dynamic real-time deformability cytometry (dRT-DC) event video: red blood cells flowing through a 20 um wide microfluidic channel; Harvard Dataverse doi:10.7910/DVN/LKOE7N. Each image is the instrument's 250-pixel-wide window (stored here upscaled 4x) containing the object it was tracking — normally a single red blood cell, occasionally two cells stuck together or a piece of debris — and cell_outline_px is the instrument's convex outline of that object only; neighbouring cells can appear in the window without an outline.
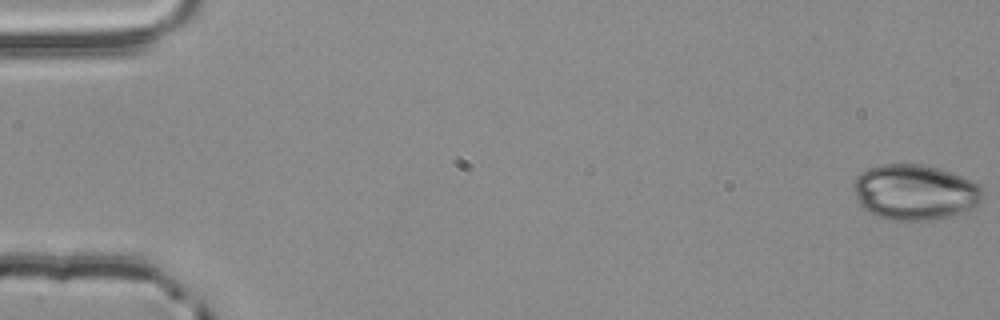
{"species": "common noctule bat (a hibernating species)", "species_latin": "Nyctalus noctula", "temperature_condition": "room temperature", "stored_images_in_passage": 55, "camera_frame_rate_fps": 3000, "um_per_image_px": 0.085, "animal": {"sex": "male", "body_mass_g": 20.4}, "frame": {"image": 1, "passage_image": 1, "time_ms": 0.0, "image_size_px": [1000, 320], "cell_outline_px": [[984, 196], [980, 204], [968, 212], [948, 216], [924, 220], [892, 220], [876, 216], [868, 212], [860, 204], [856, 196], [852, 184], [856, 176], [860, 172], [868, 168], [880, 164], [924, 164], [960, 176], [980, 184], [984, 188]], "centroid_in_image_um": [77.78, 16.34], "position_along_channel_um": 7.2, "area_um2": 42.08}}
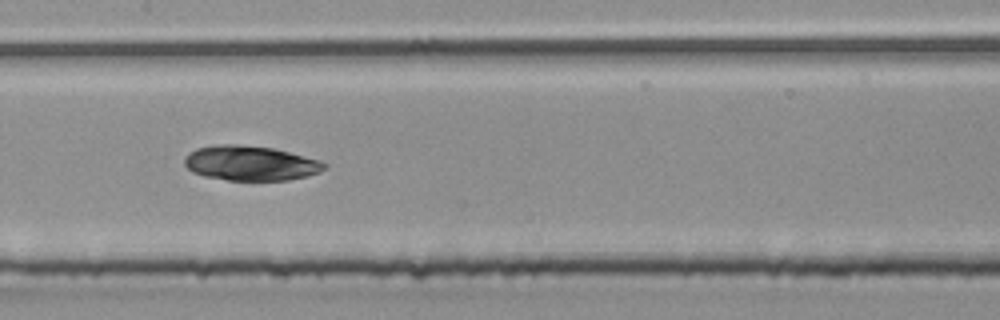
{"frame": {"image": 2, "passage_image": 28, "time_ms": 9.0, "image_size_px": [1000, 320], "cell_outline_px": [[328, 168], [320, 172], [308, 176], [288, 180], [228, 180], [204, 176], [192, 172], [184, 164], [180, 156], [196, 148], [220, 144], [236, 144], [272, 148], [320, 160], [328, 164]], "centroid_in_image_um": [21.26, 13.87], "position_along_channel_um": 186.1, "area_um2": 28.67}}
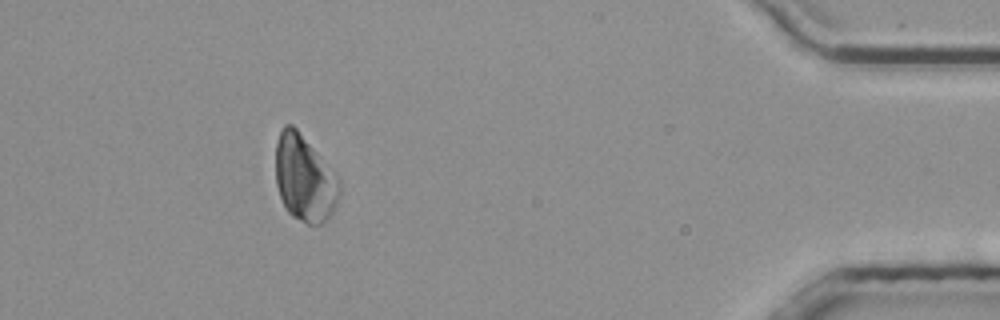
{"frame": {"image": 3, "passage_image": 50, "time_ms": 16.333, "image_size_px": [1000, 320], "cell_outline_px": [[340, 196], [332, 212], [320, 224], [308, 224], [292, 216], [288, 212], [280, 196], [276, 184], [276, 144], [280, 132], [284, 124], [292, 124], [296, 128], [340, 180]], "centroid_in_image_um": [25.87, 15.17], "position_along_channel_um": 409.3, "area_um2": 31.56}}